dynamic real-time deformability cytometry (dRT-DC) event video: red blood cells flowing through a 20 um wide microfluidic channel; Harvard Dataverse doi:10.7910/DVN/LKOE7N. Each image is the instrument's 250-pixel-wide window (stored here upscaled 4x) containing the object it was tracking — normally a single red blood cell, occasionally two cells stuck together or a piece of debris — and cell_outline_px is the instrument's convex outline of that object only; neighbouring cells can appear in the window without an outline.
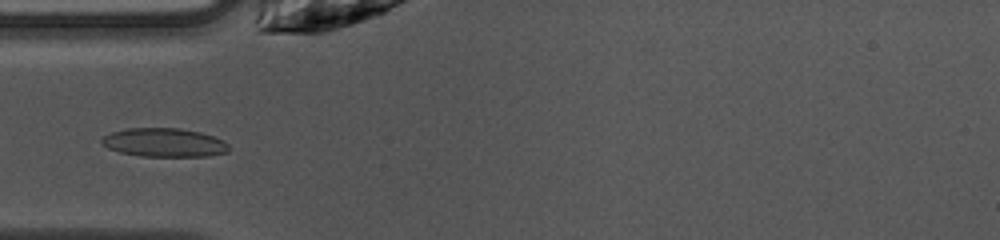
{"species": "common noctule bat (a hibernating species)", "species_latin": "Nyctalus noctula", "temperature_condition": "warm", "stored_images_in_passage": 36, "camera_frame_rate_fps": 3000, "um_per_image_px": 0.085, "animal": {"sex": "female", "body_mass_g": 10.0, "forearm_length_mm": 53.1}, "frame": {"image": 1, "passage_image": 2, "time_ms": 0.333, "image_size_px": [1000, 240], "cell_outline_px": [[228, 152], [208, 156], [140, 156], [120, 152], [108, 148], [100, 140], [104, 136], [112, 132], [128, 128], [180, 128], [200, 132], [224, 140], [228, 144]], "centroid_in_image_um": [13.97, 12.11], "position_along_channel_um": 71.0, "area_um2": 21.15}}
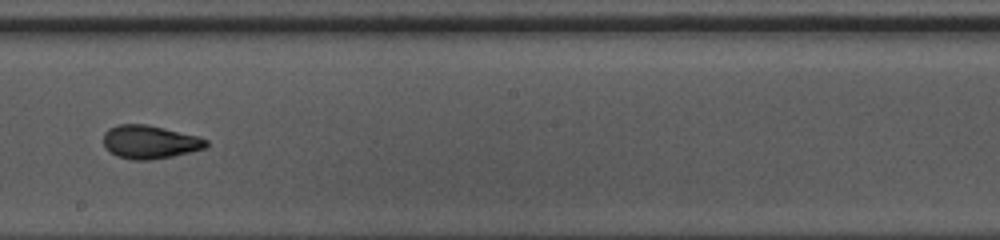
{"frame": {"image": 2, "passage_image": 14, "time_ms": 4.333, "image_size_px": [1000, 240], "cell_outline_px": [[208, 144], [204, 148], [192, 152], [152, 160], [132, 160], [116, 156], [104, 148], [104, 132], [108, 128], [116, 124], [148, 124], [200, 136], [208, 140]], "centroid_in_image_um": [12.73, 12.06], "position_along_channel_um": 235.5, "area_um2": 20.35}}
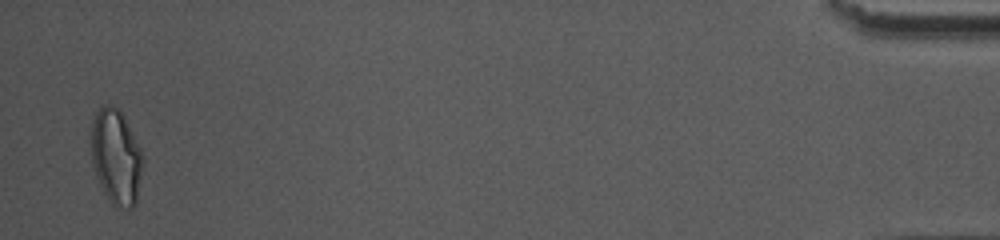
{"frame": {"image": 3, "passage_image": 35, "time_ms": 11.333, "image_size_px": [1000, 240], "cell_outline_px": [[144, 160], [136, 204], [132, 208], [116, 208], [112, 204], [104, 192], [96, 176], [92, 160], [92, 120], [96, 112], [104, 104], [112, 104], [120, 108], [144, 156]], "centroid_in_image_um": [9.89, 13.33], "position_along_channel_um": 425.3, "area_um2": 28.78}, "authors_computed_cell_mechanics": {"area_um2": 20.23, "velocity_mm_per_s": 4.0706, "shape_relaxation_time_tau1_ms": 4.0669, "shape_relaxation_time_tau2_ms": 1.7702, "deformation_change_tau1": 0.1564, "deformation_change_tau2": 0.073}}